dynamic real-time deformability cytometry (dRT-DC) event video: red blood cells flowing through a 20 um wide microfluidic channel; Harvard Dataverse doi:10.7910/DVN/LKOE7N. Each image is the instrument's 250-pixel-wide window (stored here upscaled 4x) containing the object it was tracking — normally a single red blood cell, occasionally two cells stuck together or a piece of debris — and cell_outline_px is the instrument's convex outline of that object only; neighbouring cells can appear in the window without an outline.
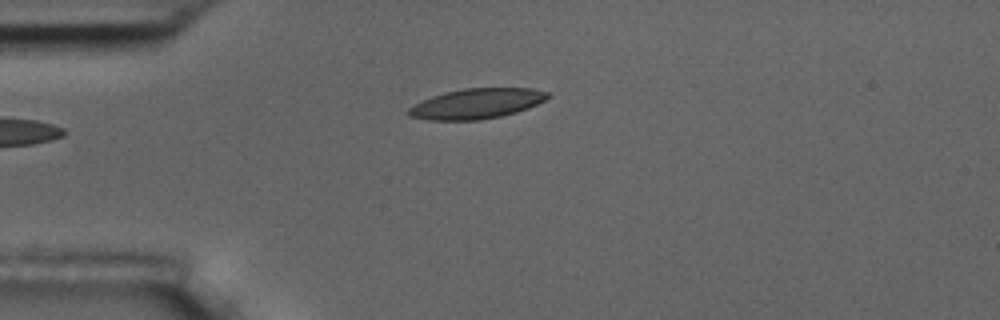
{"species": "common noctule bat (a hibernating species)", "species_latin": "Nyctalus noctula", "temperature_condition": "room temperature", "stored_images_in_passage": 5, "camera_frame_rate_fps": 3000, "um_per_image_px": 0.085, "animal": {"sex": "male", "body_mass_g": 17.5, "forearm_length_mm": 52.3}, "frame": {"image": 1, "passage_image": 1, "time_ms": 0.0, "image_size_px": [1000, 320], "cell_outline_px": [[552, 96], [528, 108], [516, 112], [500, 116], [480, 120], [428, 120], [408, 116], [404, 112], [412, 104], [432, 96], [444, 92], [464, 88], [532, 88], [548, 92]], "centroid_in_image_um": [40.46, 8.81], "position_along_channel_um": 44.5, "area_um2": 24.68}}
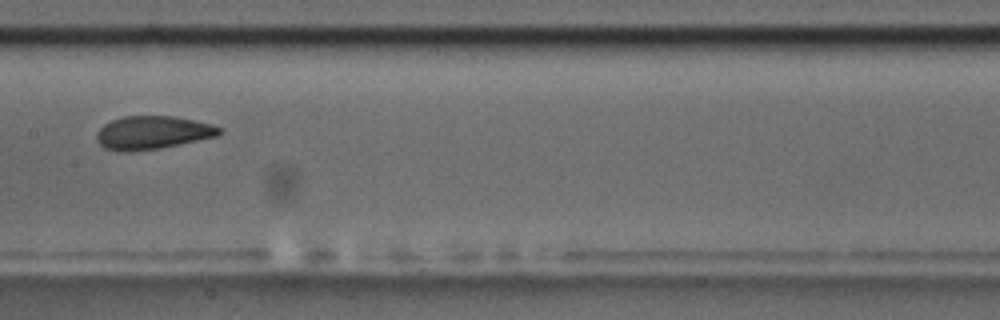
{"frame": {"image": 2, "passage_image": 5, "time_ms": 4.667, "image_size_px": [1000, 320], "cell_outline_px": [[224, 132], [216, 136], [180, 144], [160, 148], [128, 152], [120, 152], [104, 148], [96, 140], [96, 132], [104, 124], [112, 120], [124, 116], [176, 116], [212, 124], [224, 128]], "centroid_in_image_um": [12.97, 11.27], "position_along_channel_um": 194.4, "area_um2": 23.99}}